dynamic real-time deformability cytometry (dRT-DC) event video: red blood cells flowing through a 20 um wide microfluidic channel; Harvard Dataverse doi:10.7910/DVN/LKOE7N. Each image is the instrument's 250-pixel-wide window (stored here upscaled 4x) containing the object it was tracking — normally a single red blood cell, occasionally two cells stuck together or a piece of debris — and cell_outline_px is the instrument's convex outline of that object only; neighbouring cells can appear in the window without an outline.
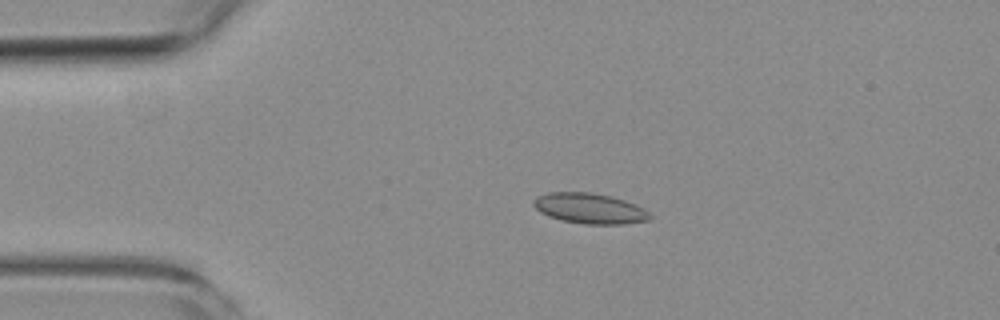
{"species": "common noctule bat (a hibernating species)", "species_latin": "Nyctalus noctula", "temperature_condition": "room temperature", "stored_images_in_passage": 3, "camera_frame_rate_fps": 3000, "um_per_image_px": 0.085, "animal": {"sex": "female", "body_mass_g": 19.3, "forearm_length_mm": 54.1}, "frame": {"image": 1, "passage_image": 2, "time_ms": 1.333, "image_size_px": [1000, 320], "cell_outline_px": [[652, 216], [648, 220], [624, 224], [584, 224], [560, 220], [548, 216], [540, 212], [532, 204], [532, 200], [536, 196], [548, 192], [592, 192], [612, 196], [636, 204], [644, 208]], "centroid_in_image_um": [50.1, 17.71], "position_along_channel_um": 34.9, "area_um2": 20.87}}